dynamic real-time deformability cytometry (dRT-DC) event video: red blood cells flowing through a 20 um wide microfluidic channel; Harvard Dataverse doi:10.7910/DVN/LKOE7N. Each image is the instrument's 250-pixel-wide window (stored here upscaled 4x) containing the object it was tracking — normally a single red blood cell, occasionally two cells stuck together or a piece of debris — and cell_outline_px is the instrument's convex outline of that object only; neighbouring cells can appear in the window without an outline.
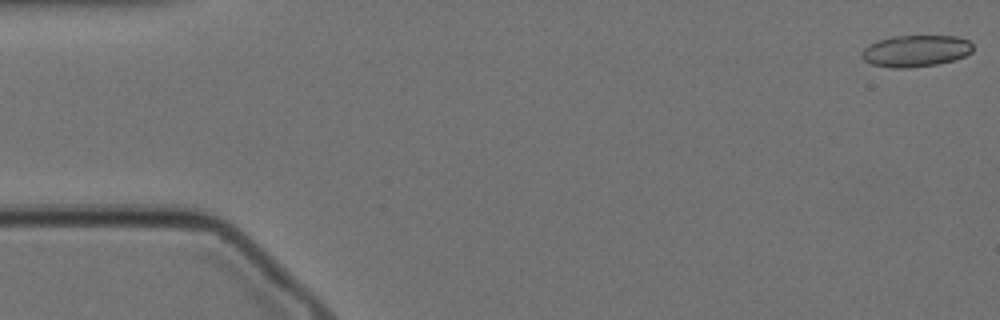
{"species": "Egyptian fruit bat (a non-hibernating species)", "species_latin": "Rousettus aegyptiacus", "temperature_condition": "cold", "stored_images_in_passage": 10, "camera_frame_rate_fps": 3000, "um_per_image_px": 0.085, "animal": {"sex": "female"}, "frame": {"image": 1, "passage_image": 1, "time_ms": 0.0, "image_size_px": [1000, 320], "cell_outline_px": [[972, 52], [956, 60], [936, 64], [908, 68], [892, 68], [872, 64], [864, 60], [860, 56], [860, 52], [868, 44], [892, 36], [956, 36], [968, 40], [972, 44]], "centroid_in_image_um": [77.82, 4.33], "position_along_channel_um": 7.2, "area_um2": 20.58}}